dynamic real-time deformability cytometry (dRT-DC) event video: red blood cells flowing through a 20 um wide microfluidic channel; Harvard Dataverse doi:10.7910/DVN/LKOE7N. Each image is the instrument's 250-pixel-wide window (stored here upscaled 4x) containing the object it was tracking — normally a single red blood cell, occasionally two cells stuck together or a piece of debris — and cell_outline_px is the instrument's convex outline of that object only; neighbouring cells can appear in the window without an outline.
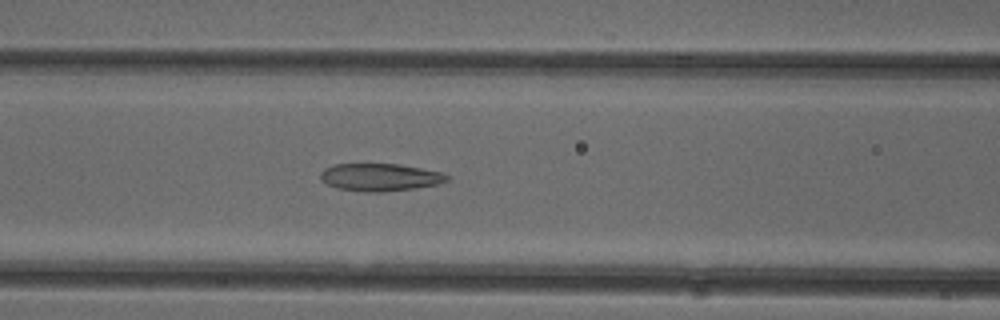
{"species": "common noctule bat (a hibernating species)", "species_latin": "Nyctalus noctula", "temperature_condition": "cold", "stored_images_in_passage": 49, "camera_frame_rate_fps": 3000, "um_per_image_px": 0.085, "animal": {"sex": "female"}, "frame": {"image": 1, "passage_image": 19, "time_ms": 6.0, "image_size_px": [1000, 320], "cell_outline_px": [[448, 180], [440, 184], [416, 188], [380, 192], [364, 192], [336, 188], [320, 180], [320, 172], [324, 168], [332, 164], [400, 164], [444, 172], [448, 176]], "centroid_in_image_um": [32.3, 15.06], "position_along_channel_um": 134.3, "area_um2": 20.58}}
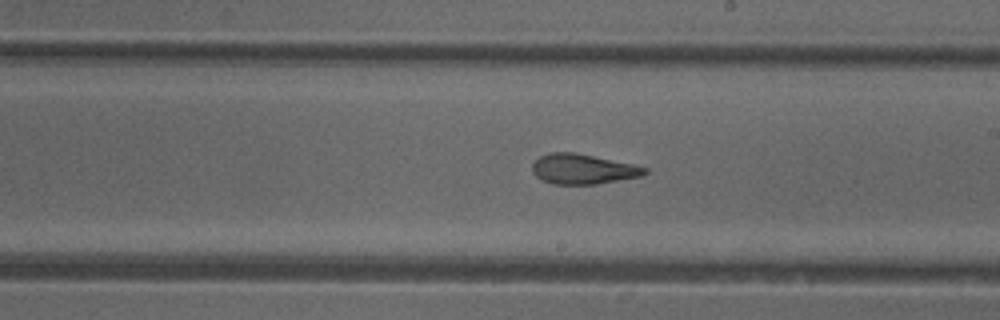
{"frame": {"image": 2, "passage_image": 27, "time_ms": 8.667, "image_size_px": [1000, 320], "cell_outline_px": [[648, 172], [640, 176], [596, 184], [552, 184], [536, 176], [532, 172], [532, 164], [540, 156], [552, 152], [576, 152], [632, 164], [648, 168]], "centroid_in_image_um": [49.53, 14.36], "position_along_channel_um": 239.5, "area_um2": 19.54}}
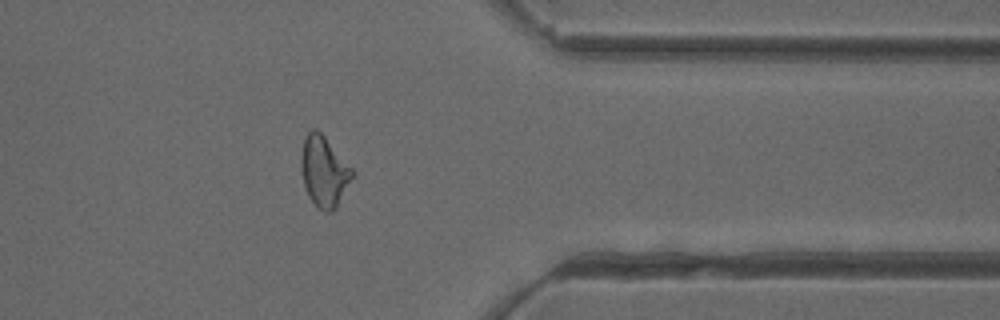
{"frame": {"image": 3, "passage_image": 39, "time_ms": 12.667, "image_size_px": [1000, 320], "cell_outline_px": [[356, 176], [336, 208], [332, 212], [324, 212], [316, 208], [308, 196], [304, 184], [300, 160], [300, 156], [304, 140], [308, 132], [312, 128], [316, 128], [324, 136], [356, 172]], "centroid_in_image_um": [27.58, 14.61], "position_along_channel_um": 383.8, "area_um2": 21.44}, "authors_computed_cell_mechanics": {"area_um2": 21.386, "velocity_mm_per_s": 3.9438, "shape_relaxation_time_tau1_ms": null, "shape_relaxation_time_tau2_ms": 1.7623, "deformation_change_tau1": null, "deformation_change_tau2": 0.1033}}